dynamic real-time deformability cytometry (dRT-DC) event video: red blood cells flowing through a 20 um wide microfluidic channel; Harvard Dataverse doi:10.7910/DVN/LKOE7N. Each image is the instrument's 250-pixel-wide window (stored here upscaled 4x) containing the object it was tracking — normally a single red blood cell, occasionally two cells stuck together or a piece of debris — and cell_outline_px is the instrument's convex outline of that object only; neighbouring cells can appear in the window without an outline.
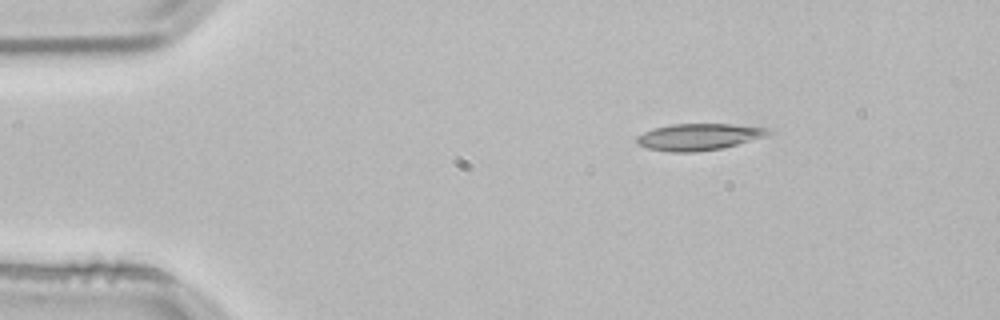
{"species": "common noctule bat (a hibernating species)", "species_latin": "Nyctalus noctula", "temperature_condition": "room temperature", "stored_images_in_passage": 3, "camera_frame_rate_fps": 3000, "um_per_image_px": 0.085, "animal": {"sex": "male", "body_mass_g": 21.5, "forearm_length_mm": 52.0}, "frame": {"image": 1, "passage_image": 1, "time_ms": 0.0, "image_size_px": [1000, 320], "cell_outline_px": [[776, 132], [764, 136], [724, 148], [696, 152], [668, 152], [648, 148], [640, 144], [636, 140], [636, 136], [652, 128], [672, 124], [732, 124], [772, 128]], "centroid_in_image_um": [59.44, 11.63], "position_along_channel_um": 25.6, "area_um2": 20.58}}
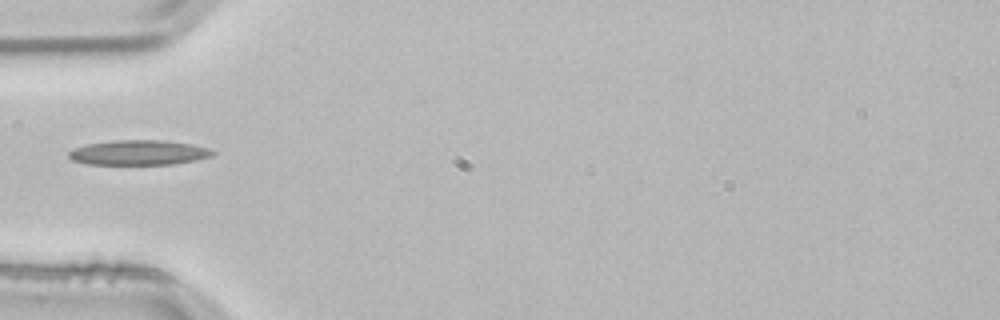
{"frame": {"image": 2, "passage_image": 3, "time_ms": 0.667, "image_size_px": [1000, 320], "cell_outline_px": [[216, 152], [212, 156], [196, 160], [176, 164], [88, 164], [72, 160], [68, 156], [68, 152], [72, 148], [88, 144], [112, 140], [164, 140], [188, 144], [208, 148]], "centroid_in_image_um": [11.77, 12.97], "position_along_channel_um": 73.2, "area_um2": 20.87}}